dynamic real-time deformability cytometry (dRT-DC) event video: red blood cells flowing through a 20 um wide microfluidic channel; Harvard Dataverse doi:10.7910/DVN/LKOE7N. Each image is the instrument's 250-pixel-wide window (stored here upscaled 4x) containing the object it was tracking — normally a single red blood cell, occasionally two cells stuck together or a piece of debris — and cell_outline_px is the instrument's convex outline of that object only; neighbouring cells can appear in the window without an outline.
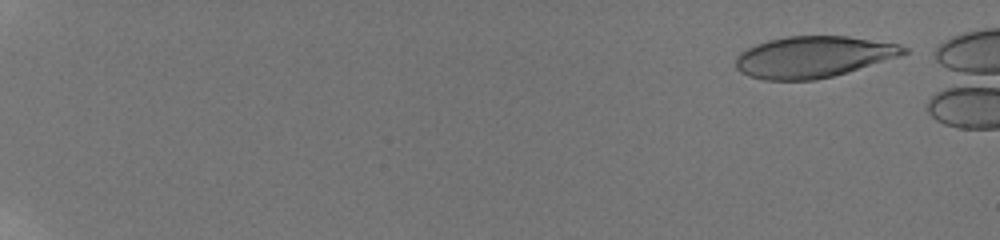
{"species": "human", "species_latin": "Homo sapiens", "temperature_condition": "room temperature", "stored_images_in_passage": 31, "camera_frame_rate_fps": 3000, "um_per_image_px": 0.085, "donor": {"sex": "male"}, "frame": {"image": 1, "passage_image": 1, "time_ms": 0.0, "image_size_px": [1000, 240], "cell_outline_px": [[908, 52], [900, 56], [848, 72], [816, 80], [764, 80], [748, 76], [740, 72], [736, 68], [736, 56], [740, 52], [756, 44], [768, 40], [784, 36], [848, 36], [900, 44], [908, 48]], "centroid_in_image_um": [69.12, 4.83], "position_along_channel_um": 15.9, "area_um2": 40.63}}
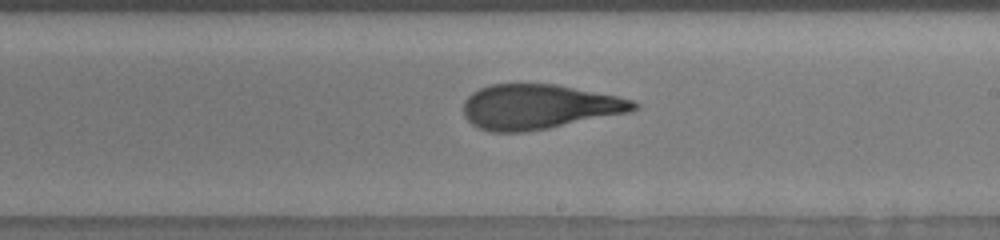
{"frame": {"image": 2, "passage_image": 22, "time_ms": 11.333, "image_size_px": [1000, 240], "cell_outline_px": [[640, 108], [632, 112], [548, 128], [524, 132], [492, 132], [480, 128], [472, 124], [464, 116], [464, 100], [472, 92], [480, 88], [492, 84], [556, 84], [616, 96], [632, 100], [640, 104]], "centroid_in_image_um": [45.82, 9.08], "position_along_channel_um": 243.2, "area_um2": 44.45}}